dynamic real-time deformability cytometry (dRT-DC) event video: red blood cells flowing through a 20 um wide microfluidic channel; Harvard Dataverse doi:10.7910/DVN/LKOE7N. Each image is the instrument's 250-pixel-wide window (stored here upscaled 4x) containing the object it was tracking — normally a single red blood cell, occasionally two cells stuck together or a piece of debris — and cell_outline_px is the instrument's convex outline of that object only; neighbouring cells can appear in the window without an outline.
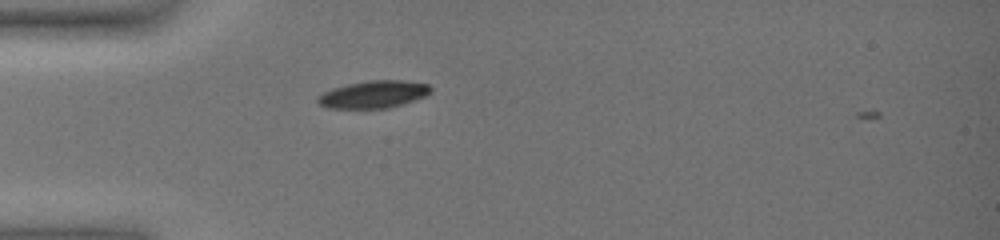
{"species": "common noctule bat (a hibernating species)", "species_latin": "Nyctalus noctula", "temperature_condition": "warm", "stored_images_in_passage": 6, "camera_frame_rate_fps": 3000, "um_per_image_px": 0.085, "animal": {"sex": "female", "body_mass_g": 19.0, "forearm_length_mm": 51.5}, "frame": {"image": 1, "passage_image": 5, "time_ms": 1.333, "image_size_px": [1000, 240], "cell_outline_px": [[432, 92], [424, 96], [404, 104], [388, 108], [328, 108], [320, 104], [316, 100], [316, 96], [332, 88], [348, 84], [368, 80], [404, 80], [428, 84], [432, 88]], "centroid_in_image_um": [31.76, 8.01], "position_along_channel_um": 53.2, "area_um2": 18.09}}